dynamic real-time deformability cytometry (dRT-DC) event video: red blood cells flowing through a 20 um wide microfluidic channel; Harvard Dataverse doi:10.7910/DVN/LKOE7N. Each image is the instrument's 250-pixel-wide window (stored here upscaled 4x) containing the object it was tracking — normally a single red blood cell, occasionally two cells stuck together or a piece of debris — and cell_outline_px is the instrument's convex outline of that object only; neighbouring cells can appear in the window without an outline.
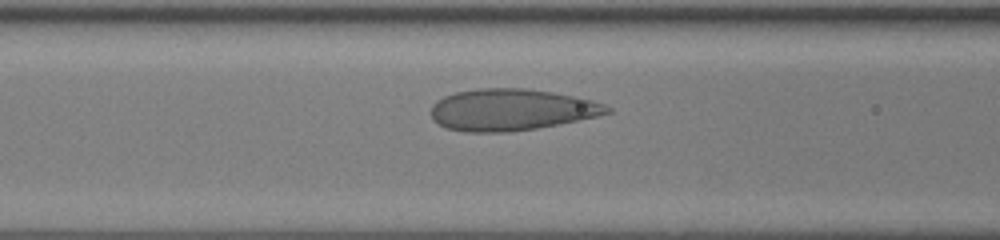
{"species": "human", "species_latin": "Homo sapiens", "temperature_condition": "room temperature", "stored_images_in_passage": 40, "camera_frame_rate_fps": 3000, "um_per_image_px": 0.085, "donor": {"sex": "female"}, "frame": {"image": 1, "passage_image": 10, "time_ms": 3.0, "image_size_px": [1000, 240], "cell_outline_px": [[612, 112], [596, 116], [536, 128], [508, 132], [464, 132], [448, 128], [432, 120], [432, 104], [436, 100], [444, 96], [456, 92], [476, 88], [528, 88], [552, 92], [572, 96], [604, 104], [612, 108]], "centroid_in_image_um": [43.41, 9.32], "position_along_channel_um": 123.2, "area_um2": 42.43}}
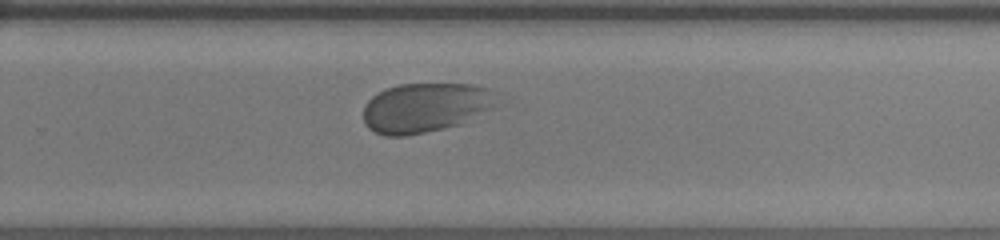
{"frame": {"image": 2, "passage_image": 23, "time_ms": 7.333, "image_size_px": [1000, 240], "cell_outline_px": [[496, 108], [460, 124], [444, 128], [404, 136], [384, 136], [368, 128], [364, 124], [364, 104], [372, 96], [384, 88], [400, 84], [472, 84], [488, 88], [492, 92]], "centroid_in_image_um": [36.13, 9.14], "position_along_channel_um": 293.7, "area_um2": 38.61}}
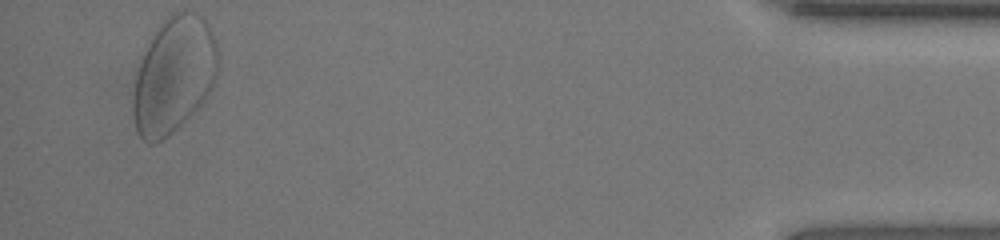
{"frame": {"image": 3, "passage_image": 38, "time_ms": 12.333, "image_size_px": [1000, 240], "cell_outline_px": [[216, 76], [208, 92], [196, 108], [168, 136], [156, 144], [148, 144], [140, 136], [136, 128], [132, 112], [132, 96], [136, 76], [144, 52], [152, 32], [172, 12], [192, 12], [204, 16], [216, 40]], "centroid_in_image_um": [14.73, 6.36], "position_along_channel_um": 420.5, "area_um2": 56.88}}